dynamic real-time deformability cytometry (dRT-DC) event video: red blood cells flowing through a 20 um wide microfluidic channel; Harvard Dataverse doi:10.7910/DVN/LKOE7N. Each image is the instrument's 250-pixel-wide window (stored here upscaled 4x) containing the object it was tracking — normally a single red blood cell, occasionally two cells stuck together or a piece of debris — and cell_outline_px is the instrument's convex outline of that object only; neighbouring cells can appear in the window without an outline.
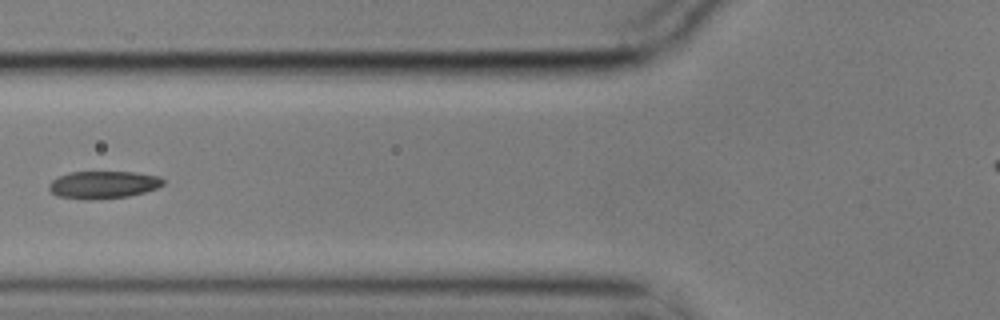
{"species": "common noctule bat (a hibernating species)", "species_latin": "Nyctalus noctula", "temperature_condition": "cold", "stored_images_in_passage": 8, "camera_frame_rate_fps": 3000, "um_per_image_px": 0.085, "animal": {"sex": "male", "body_mass_g": 17.9}, "frame": {"image": 1, "passage_image": 6, "time_ms": 1.667, "image_size_px": [1000, 320], "cell_outline_px": [[164, 184], [156, 188], [144, 192], [128, 196], [92, 200], [88, 200], [56, 196], [48, 188], [48, 184], [52, 180], [60, 176], [72, 172], [132, 172], [160, 176], [164, 180]], "centroid_in_image_um": [8.77, 15.71], "position_along_channel_um": 117.0, "area_um2": 18.26}}
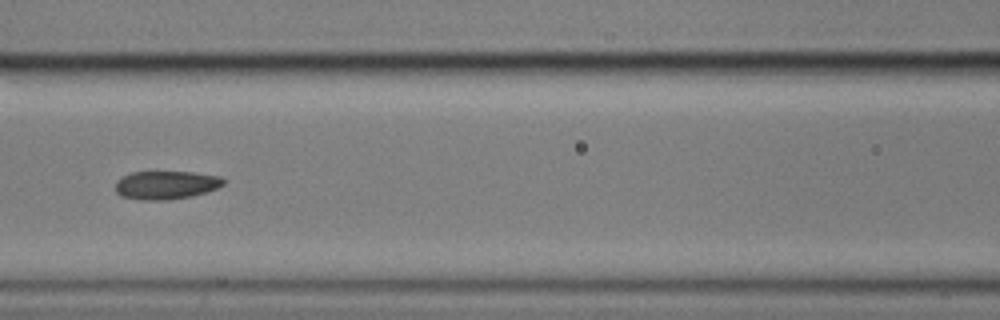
{"frame": {"image": 2, "passage_image": 7, "time_ms": 2.0, "image_size_px": [1000, 320], "cell_outline_px": [[224, 184], [216, 188], [192, 196], [168, 200], [140, 200], [120, 196], [116, 192], [116, 180], [120, 176], [132, 172], [192, 172], [220, 176], [224, 180]], "centroid_in_image_um": [14.06, 15.73], "position_along_channel_um": 152.5, "area_um2": 17.92}}
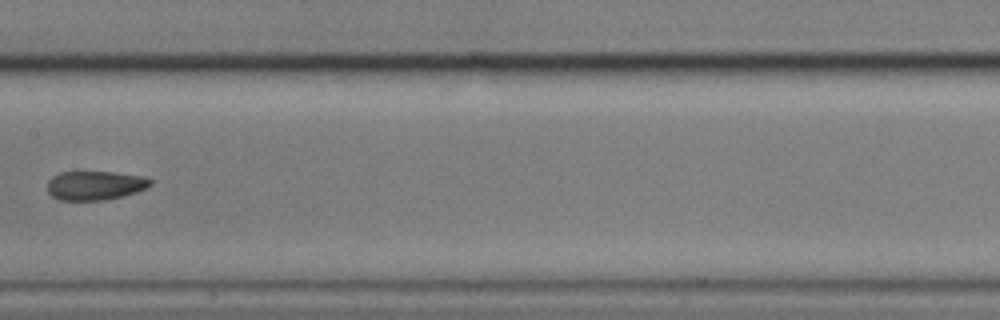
{"frame": {"image": 3, "passage_image": 8, "time_ms": 2.333, "image_size_px": [1000, 320], "cell_outline_px": [[152, 184], [148, 188], [124, 196], [104, 200], [56, 200], [48, 192], [48, 180], [52, 176], [60, 172], [116, 172], [144, 176], [152, 180]], "centroid_in_image_um": [8.1, 15.76], "position_along_channel_um": 199.3, "area_um2": 17.69}}